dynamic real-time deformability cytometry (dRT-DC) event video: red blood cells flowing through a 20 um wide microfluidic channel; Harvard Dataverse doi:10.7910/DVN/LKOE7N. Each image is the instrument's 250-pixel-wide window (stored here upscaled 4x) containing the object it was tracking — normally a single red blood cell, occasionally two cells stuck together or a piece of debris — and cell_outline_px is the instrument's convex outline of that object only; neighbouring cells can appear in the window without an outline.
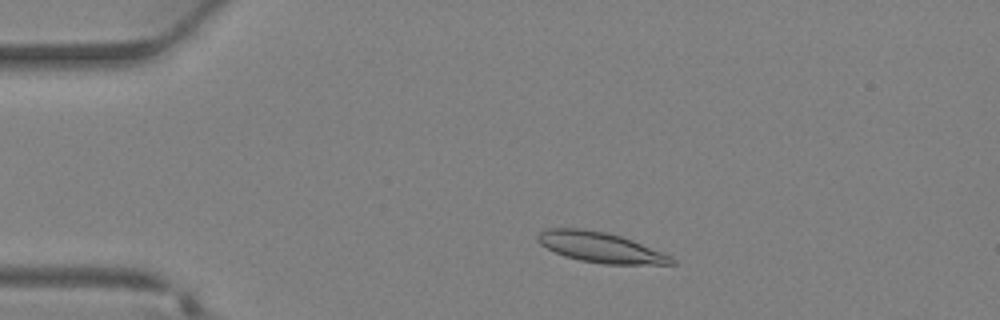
{"species": "Egyptian fruit bat (a non-hibernating species)", "species_latin": "Rousettus aegyptiacus", "temperature_condition": "warm", "stored_images_in_passage": 36, "segment_of_instrument_passage": [1, 2], "camera_frame_rate_fps": 3000, "um_per_image_px": 0.085, "animal": {"sex": "female"}, "frame": {"image": 1, "passage_image": 5, "time_ms": 1.333, "image_size_px": [1000, 320], "cell_outline_px": [[676, 264], [604, 264], [580, 260], [564, 256], [540, 244], [536, 240], [536, 236], [540, 232], [548, 228], [584, 228], [608, 232], [632, 240], [672, 256], [676, 260]], "centroid_in_image_um": [51.03, 21.01], "position_along_channel_um": 34.0, "area_um2": 23.64}}
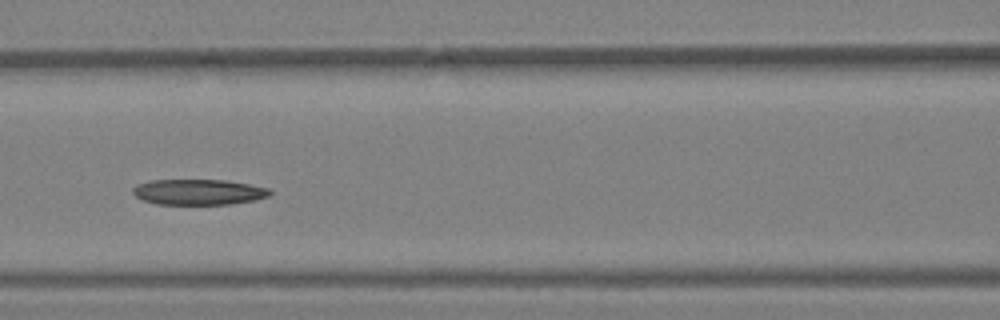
{"frame": {"image": 2, "passage_image": 14, "time_ms": 4.333, "image_size_px": [1000, 320], "cell_outline_px": [[272, 192], [268, 196], [256, 200], [232, 204], [156, 204], [144, 200], [136, 196], [132, 192], [132, 188], [136, 184], [148, 180], [224, 180], [248, 184], [268, 188]], "centroid_in_image_um": [16.85, 16.32], "position_along_channel_um": 149.7, "area_um2": 20.46}}
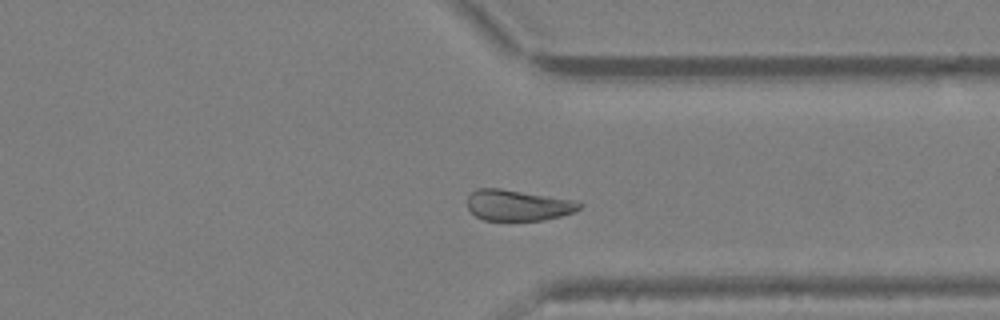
{"frame": {"image": 3, "passage_image": 26, "time_ms": 8.333, "image_size_px": [1000, 320], "cell_outline_px": [[584, 204], [576, 212], [544, 220], [484, 220], [476, 216], [468, 208], [468, 196], [476, 188], [500, 188], [572, 200]], "centroid_in_image_um": [44.02, 17.45], "position_along_channel_um": 367.4, "area_um2": 20.06}}